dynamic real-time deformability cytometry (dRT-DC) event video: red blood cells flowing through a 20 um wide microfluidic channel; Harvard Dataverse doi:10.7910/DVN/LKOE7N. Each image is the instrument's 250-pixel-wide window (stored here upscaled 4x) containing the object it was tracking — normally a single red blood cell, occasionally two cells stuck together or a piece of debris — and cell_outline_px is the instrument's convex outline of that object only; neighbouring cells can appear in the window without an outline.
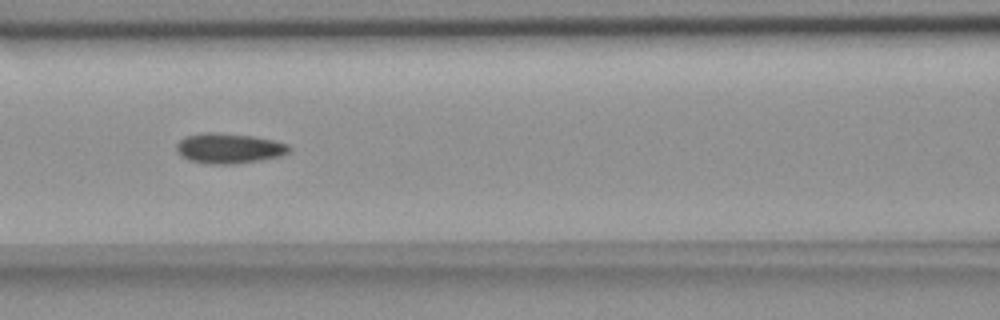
{"species": "common noctule bat (a hibernating species)", "species_latin": "Nyctalus noctula", "temperature_condition": "room temperature", "stored_images_in_passage": 7, "camera_frame_rate_fps": 3000, "um_per_image_px": 0.085, "animal": {"sex": "female", "body_mass_g": 18.4}, "frame": {"image": 1, "passage_image": 7, "time_ms": 7.667, "image_size_px": [1000, 320], "cell_outline_px": [[292, 148], [288, 152], [280, 156], [260, 160], [232, 164], [208, 164], [188, 160], [176, 148], [176, 144], [184, 136], [200, 132], [220, 132], [252, 136], [272, 140], [288, 144]], "centroid_in_image_um": [19.45, 12.59], "position_along_channel_um": 147.2, "area_um2": 19.83}}